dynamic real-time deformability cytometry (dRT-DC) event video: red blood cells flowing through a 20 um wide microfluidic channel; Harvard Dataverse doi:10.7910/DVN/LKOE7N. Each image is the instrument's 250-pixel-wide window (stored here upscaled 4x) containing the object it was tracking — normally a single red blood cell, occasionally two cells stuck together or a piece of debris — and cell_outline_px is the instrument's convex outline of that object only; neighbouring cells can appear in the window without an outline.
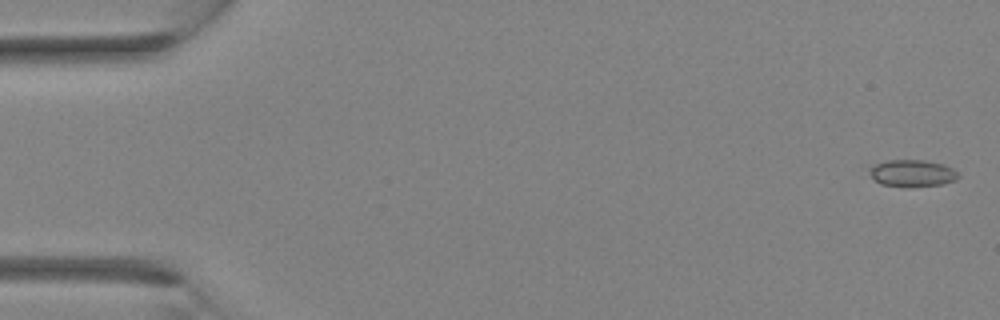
{"species": "Egyptian fruit bat (a non-hibernating species)", "species_latin": "Rousettus aegyptiacus", "temperature_condition": "room temperature", "stored_images_in_passage": 3, "camera_frame_rate_fps": 3000, "um_per_image_px": 0.085, "animal": {"sex": "female"}, "frame": {"image": 1, "passage_image": 1, "time_ms": 0.0, "image_size_px": [1000, 320], "cell_outline_px": [[960, 176], [956, 180], [944, 184], [908, 188], [880, 184], [872, 176], [868, 168], [876, 164], [888, 160], [924, 160], [944, 164], [960, 172]], "centroid_in_image_um": [77.6, 14.74], "position_along_channel_um": 7.4, "area_um2": 14.22}}